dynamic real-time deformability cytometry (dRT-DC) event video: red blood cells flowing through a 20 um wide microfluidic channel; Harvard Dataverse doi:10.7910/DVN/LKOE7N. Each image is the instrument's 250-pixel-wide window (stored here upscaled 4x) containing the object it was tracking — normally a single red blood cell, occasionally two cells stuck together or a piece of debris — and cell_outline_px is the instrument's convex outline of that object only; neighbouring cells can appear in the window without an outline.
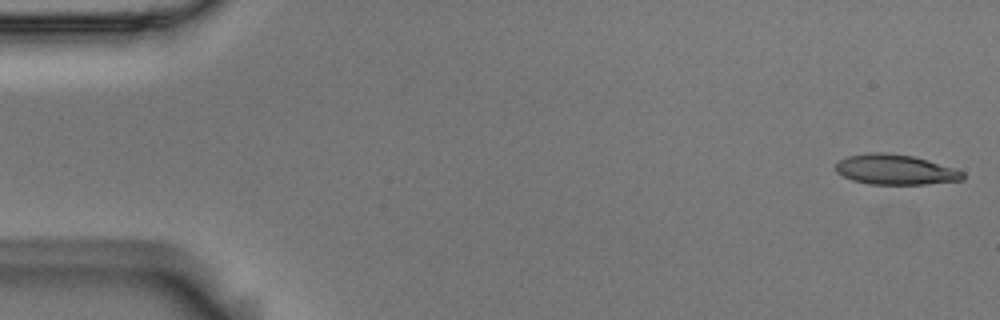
{"species": "Egyptian fruit bat (a non-hibernating species)", "species_latin": "Rousettus aegyptiacus", "temperature_condition": "room temperature", "stored_images_in_passage": 53, "camera_frame_rate_fps": 3000, "um_per_image_px": 0.085, "animal": {"sex": "male"}, "frame": {"image": 1, "passage_image": 1, "time_ms": 0.0, "image_size_px": [1000, 320], "cell_outline_px": [[964, 180], [924, 184], [868, 184], [852, 180], [836, 172], [836, 164], [840, 160], [848, 156], [868, 152], [884, 152], [912, 156], [928, 160], [956, 168], [964, 172]], "centroid_in_image_um": [76.12, 14.41], "position_along_channel_um": 8.9, "area_um2": 22.37}}
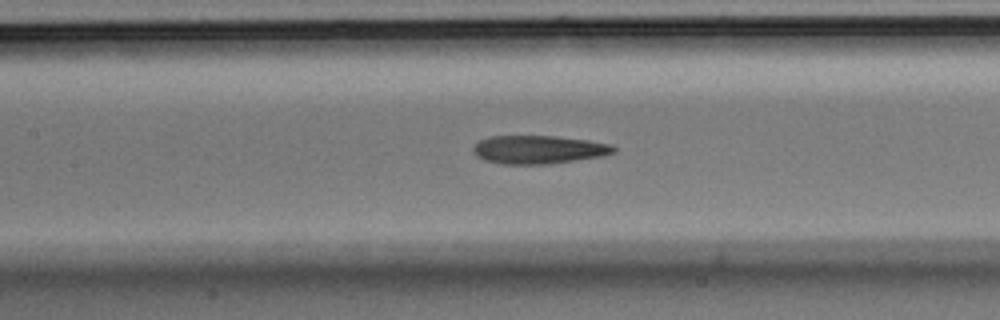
{"frame": {"image": 2, "passage_image": 24, "time_ms": 7.667, "image_size_px": [1000, 320], "cell_outline_px": [[616, 152], [600, 156], [548, 164], [504, 164], [484, 160], [476, 156], [472, 152], [472, 148], [480, 140], [488, 136], [556, 136], [588, 140], [612, 144], [616, 148]], "centroid_in_image_um": [45.76, 12.71], "position_along_channel_um": 161.6, "area_um2": 23.18}}
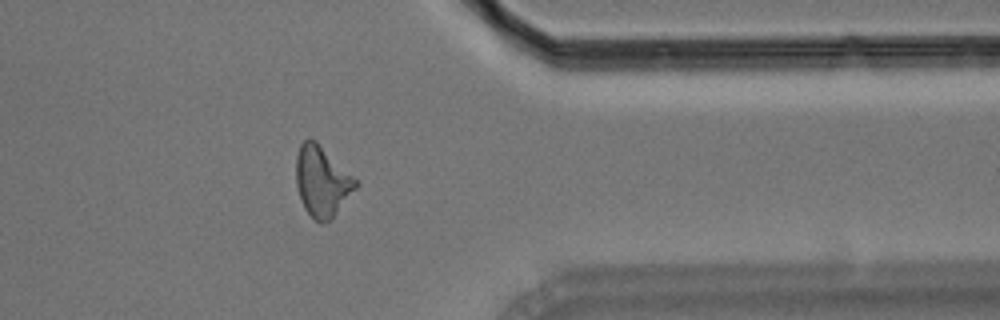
{"frame": {"image": 3, "passage_image": 43, "time_ms": 14.0, "image_size_px": [1000, 320], "cell_outline_px": [[356, 188], [332, 220], [324, 224], [320, 224], [304, 208], [296, 184], [296, 156], [300, 144], [308, 136], [316, 140], [356, 180]], "centroid_in_image_um": [27.34, 15.42], "position_along_channel_um": 384.1, "area_um2": 24.33}, "authors_computed_cell_mechanics": {"area_um2": 23.2934, "velocity_mm_per_s": 3.7113, "shape_relaxation_time_tau1_ms": 7.8319, "shape_relaxation_time_tau2_ms": 4.4643, "deformation_change_tau1": 0.2408, "deformation_change_tau2": 0.1706}}